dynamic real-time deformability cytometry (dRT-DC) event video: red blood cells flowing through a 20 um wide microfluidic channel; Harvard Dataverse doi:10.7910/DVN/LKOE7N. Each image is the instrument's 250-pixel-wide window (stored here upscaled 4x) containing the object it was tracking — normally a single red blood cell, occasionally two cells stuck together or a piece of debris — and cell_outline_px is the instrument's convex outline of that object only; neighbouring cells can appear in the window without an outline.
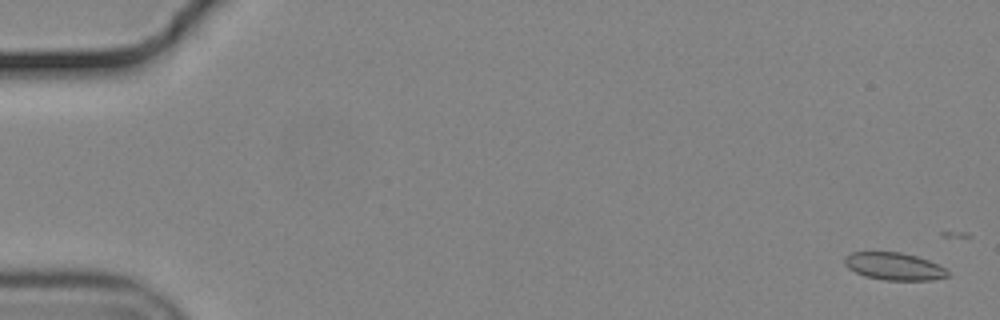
{"species": "common noctule bat (a hibernating species)", "species_latin": "Nyctalus noctula", "temperature_condition": "cold", "stored_images_in_passage": 14, "camera_frame_rate_fps": 3000, "um_per_image_px": 0.085, "animal": {"sex": "male", "body_mass_g": 19.2, "forearm_length_mm": 51.8}, "frame": {"image": 1, "passage_image": 2, "time_ms": 0.333, "image_size_px": [1000, 320], "cell_outline_px": [[948, 276], [932, 280], [884, 280], [864, 276], [848, 268], [844, 264], [844, 256], [852, 252], [900, 252], [916, 256], [928, 260], [944, 268], [948, 272]], "centroid_in_image_um": [75.96, 22.64], "position_along_channel_um": 9.0, "area_um2": 16.42}}